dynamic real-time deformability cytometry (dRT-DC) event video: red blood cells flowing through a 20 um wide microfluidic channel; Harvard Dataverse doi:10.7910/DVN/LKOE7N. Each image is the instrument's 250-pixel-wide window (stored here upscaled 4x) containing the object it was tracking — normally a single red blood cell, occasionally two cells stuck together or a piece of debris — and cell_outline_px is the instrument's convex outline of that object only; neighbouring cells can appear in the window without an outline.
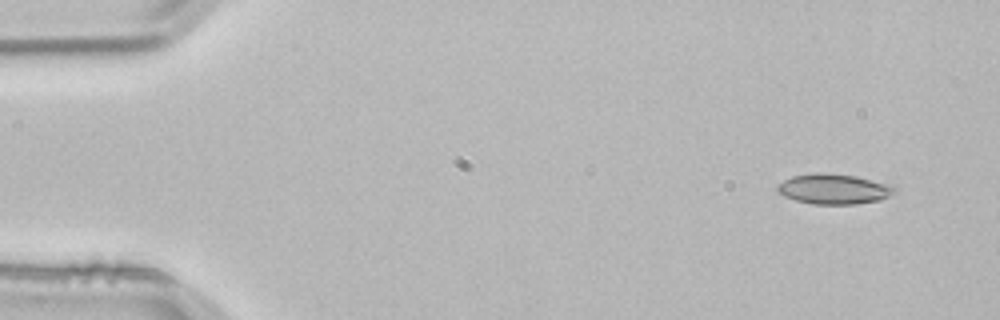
{"species": "common noctule bat (a hibernating species)", "species_latin": "Nyctalus noctula", "temperature_condition": "room temperature", "stored_images_in_passage": 2, "camera_frame_rate_fps": 3000, "um_per_image_px": 0.085, "animal": {"sex": "male", "body_mass_g": 21.5, "forearm_length_mm": 52.0}, "frame": {"image": 1, "passage_image": 1, "time_ms": 0.0, "image_size_px": [1000, 320], "cell_outline_px": [[896, 192], [880, 200], [856, 204], [812, 204], [796, 200], [784, 196], [776, 192], [776, 184], [792, 176], [820, 172], [856, 176], [892, 184], [896, 188]], "centroid_in_image_um": [70.87, 16.06], "position_along_channel_um": 14.1, "area_um2": 20.81}}